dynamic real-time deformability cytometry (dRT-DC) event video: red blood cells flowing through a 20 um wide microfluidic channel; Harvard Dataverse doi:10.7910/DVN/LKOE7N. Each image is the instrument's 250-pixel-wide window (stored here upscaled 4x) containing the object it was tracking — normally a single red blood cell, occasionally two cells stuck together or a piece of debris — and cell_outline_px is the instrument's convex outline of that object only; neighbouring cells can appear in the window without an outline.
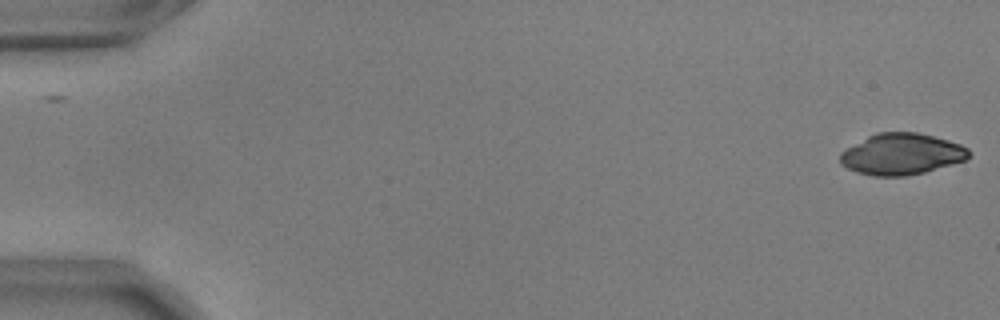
{"species": "common noctule bat (a hibernating species)", "species_latin": "Nyctalus noctula", "temperature_condition": "warm", "stored_images_in_passage": 11, "camera_frame_rate_fps": 3000, "um_per_image_px": 0.085, "animal": {"sex": "male", "body_mass_g": 17.9, "forearm_length_mm": 54.2}, "frame": {"image": 1, "passage_image": 1, "time_ms": 0.0, "image_size_px": [1000, 320], "cell_outline_px": [[972, 152], [968, 160], [924, 172], [904, 176], [872, 176], [856, 172], [840, 164], [840, 152], [868, 136], [876, 132], [916, 132], [948, 140], [960, 144], [968, 148]], "centroid_in_image_um": [76.66, 13.1], "position_along_channel_um": 8.3, "area_um2": 31.1}}